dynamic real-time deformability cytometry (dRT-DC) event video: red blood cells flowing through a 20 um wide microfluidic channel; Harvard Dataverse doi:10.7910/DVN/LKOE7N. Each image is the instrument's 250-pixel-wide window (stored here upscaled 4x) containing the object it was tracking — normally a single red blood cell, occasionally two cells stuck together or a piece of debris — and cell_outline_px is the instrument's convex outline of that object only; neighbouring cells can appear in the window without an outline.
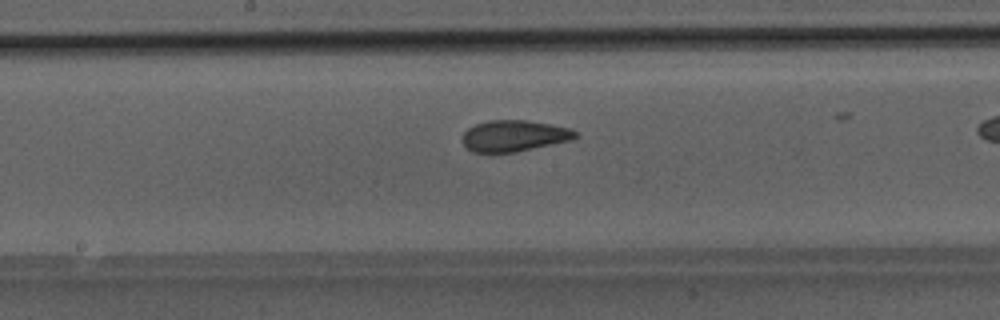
{"species": "Egyptian fruit bat (a non-hibernating species)", "species_latin": "Rousettus aegyptiacus", "temperature_condition": "room temperature", "stored_images_in_passage": 28, "camera_frame_rate_fps": 3000, "um_per_image_px": 0.085, "animal": {"sex": "male"}, "frame": {"image": 1, "passage_image": 16, "time_ms": 5.0, "image_size_px": [1000, 320], "cell_outline_px": [[580, 136], [572, 140], [516, 152], [472, 152], [464, 144], [464, 132], [468, 128], [476, 124], [488, 120], [528, 120], [572, 128], [580, 132]], "centroid_in_image_um": [43.78, 11.54], "position_along_channel_um": 204.4, "area_um2": 20.69}}